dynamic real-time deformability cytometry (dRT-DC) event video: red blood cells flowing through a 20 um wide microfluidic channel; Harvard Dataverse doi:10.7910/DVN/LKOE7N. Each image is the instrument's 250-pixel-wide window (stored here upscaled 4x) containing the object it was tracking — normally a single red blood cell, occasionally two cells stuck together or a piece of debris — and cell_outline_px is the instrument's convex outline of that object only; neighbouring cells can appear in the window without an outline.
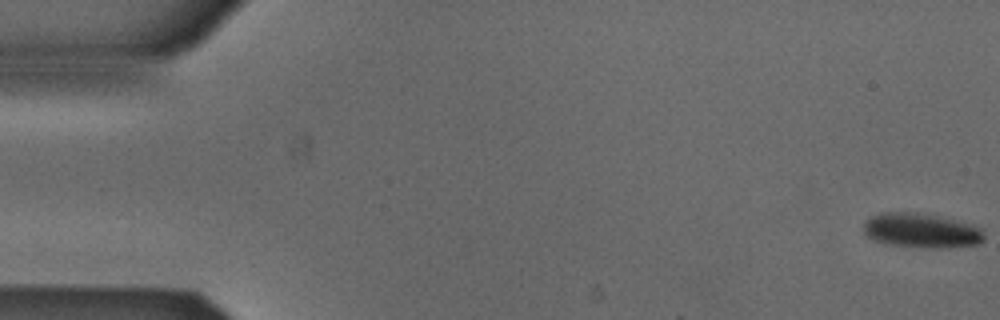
{"species": "Egyptian fruit bat (a non-hibernating species)", "species_latin": "Rousettus aegyptiacus", "temperature_condition": "cold", "stored_images_in_passage": 53, "camera_frame_rate_fps": 3000, "um_per_image_px": 0.085, "animal": {"sex": "male"}, "frame": {"image": 1, "passage_image": 1, "time_ms": 0.0, "image_size_px": [1000, 320], "cell_outline_px": [[984, 240], [976, 244], [948, 248], [936, 248], [892, 244], [876, 240], [868, 236], [864, 232], [864, 224], [872, 216], [880, 212], [916, 212], [940, 216], [968, 224], [980, 228], [984, 236]], "centroid_in_image_um": [78.32, 19.58], "position_along_channel_um": 6.7, "area_um2": 23.81}}
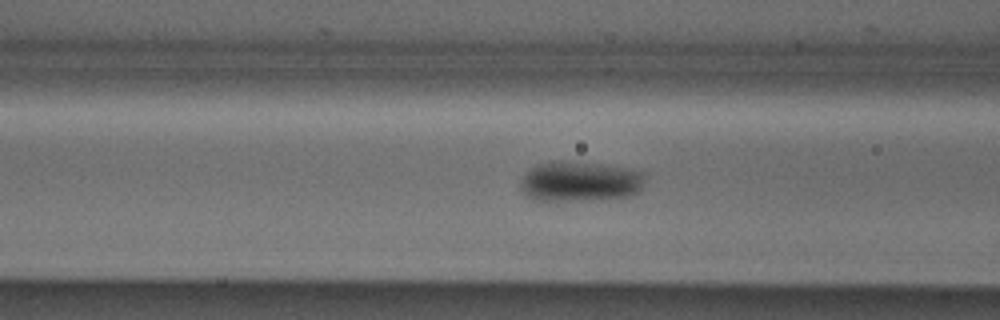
{"frame": {"image": 2, "passage_image": 21, "time_ms": 6.667, "image_size_px": [1000, 320], "cell_outline_px": [[644, 180], [640, 192], [628, 196], [600, 200], [532, 200], [520, 188], [520, 180], [536, 164], [548, 160], [564, 160], [600, 164], [624, 168], [644, 172]], "centroid_in_image_um": [49.29, 15.42], "position_along_channel_um": 117.3, "area_um2": 29.42}}
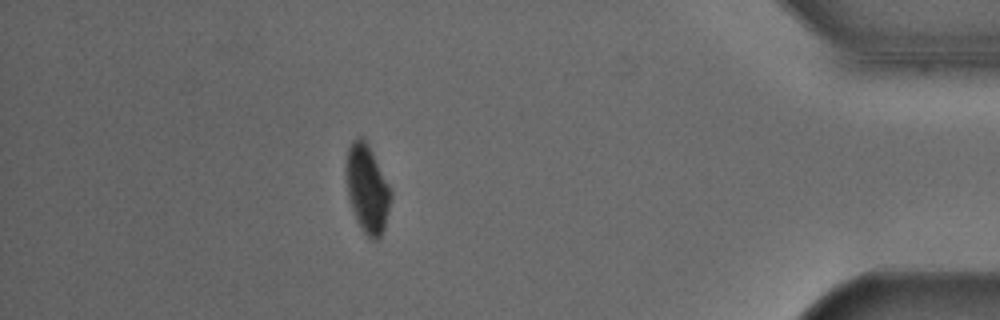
{"frame": {"image": 3, "passage_image": 47, "time_ms": 15.333, "image_size_px": [1000, 320], "cell_outline_px": [[392, 196], [384, 228], [380, 240], [372, 240], [364, 232], [356, 220], [348, 196], [344, 172], [344, 168], [348, 148], [352, 140], [360, 136], [364, 136], [392, 192]], "centroid_in_image_um": [31.19, 16.03], "position_along_channel_um": 404.0, "area_um2": 23.12}, "authors_computed_cell_mechanics": {"area_um2": 26.01, "velocity_mm_per_s": 3.877, "shape_relaxation_time_tau1_ms": 7.2281, "shape_relaxation_time_tau2_ms": null, "deformation_change_tau1": 0.0992, "deformation_change_tau2": null}}